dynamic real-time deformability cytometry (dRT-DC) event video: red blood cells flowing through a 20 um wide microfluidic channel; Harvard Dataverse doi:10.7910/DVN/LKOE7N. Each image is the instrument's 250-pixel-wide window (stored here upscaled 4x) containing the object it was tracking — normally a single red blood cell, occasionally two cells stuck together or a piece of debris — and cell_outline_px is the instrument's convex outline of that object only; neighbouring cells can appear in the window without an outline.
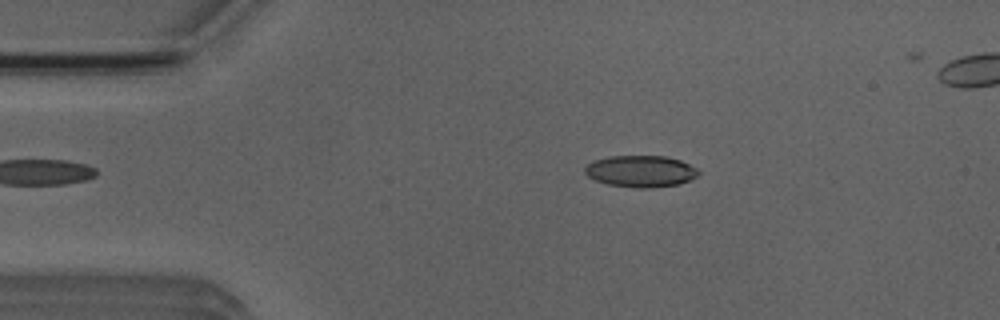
{"species": "Egyptian fruit bat (a non-hibernating species)", "species_latin": "Rousettus aegyptiacus", "temperature_condition": "room temperature", "stored_images_in_passage": 4, "camera_frame_rate_fps": 3000, "um_per_image_px": 0.085, "animal": {"sex": "male"}, "frame": {"image": 1, "passage_image": 2, "time_ms": 2.0, "image_size_px": [1000, 320], "cell_outline_px": [[700, 172], [692, 180], [680, 184], [652, 188], [640, 188], [608, 184], [596, 180], [588, 176], [584, 172], [584, 168], [588, 164], [596, 160], [612, 156], [664, 156], [680, 160], [696, 168]], "centroid_in_image_um": [54.49, 14.56], "position_along_channel_um": 30.5, "area_um2": 20.81}}